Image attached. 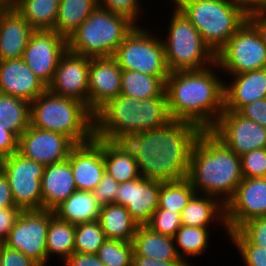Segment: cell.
Here are the masks:
<instances>
[{
	"label": "cell",
	"mask_w": 266,
	"mask_h": 266,
	"mask_svg": "<svg viewBox=\"0 0 266 266\" xmlns=\"http://www.w3.org/2000/svg\"><path fill=\"white\" fill-rule=\"evenodd\" d=\"M202 132L198 125L171 119L150 131L118 136L113 143L135 158L141 177L171 182L188 177L191 152Z\"/></svg>",
	"instance_id": "obj_1"
},
{
	"label": "cell",
	"mask_w": 266,
	"mask_h": 266,
	"mask_svg": "<svg viewBox=\"0 0 266 266\" xmlns=\"http://www.w3.org/2000/svg\"><path fill=\"white\" fill-rule=\"evenodd\" d=\"M214 63L202 70L170 72L165 82L168 114L172 120L211 130L224 111V83ZM219 76V77H218Z\"/></svg>",
	"instance_id": "obj_2"
},
{
	"label": "cell",
	"mask_w": 266,
	"mask_h": 266,
	"mask_svg": "<svg viewBox=\"0 0 266 266\" xmlns=\"http://www.w3.org/2000/svg\"><path fill=\"white\" fill-rule=\"evenodd\" d=\"M187 179L196 194L216 197L225 205L243 179L240 156L210 130L203 131L192 149Z\"/></svg>",
	"instance_id": "obj_3"
},
{
	"label": "cell",
	"mask_w": 266,
	"mask_h": 266,
	"mask_svg": "<svg viewBox=\"0 0 266 266\" xmlns=\"http://www.w3.org/2000/svg\"><path fill=\"white\" fill-rule=\"evenodd\" d=\"M170 120L166 91L143 100L119 94L94 114V137L113 142L118 136L150 131Z\"/></svg>",
	"instance_id": "obj_4"
},
{
	"label": "cell",
	"mask_w": 266,
	"mask_h": 266,
	"mask_svg": "<svg viewBox=\"0 0 266 266\" xmlns=\"http://www.w3.org/2000/svg\"><path fill=\"white\" fill-rule=\"evenodd\" d=\"M30 125L62 133L75 144L94 138V114L82 101L52 94L48 90L30 103Z\"/></svg>",
	"instance_id": "obj_5"
},
{
	"label": "cell",
	"mask_w": 266,
	"mask_h": 266,
	"mask_svg": "<svg viewBox=\"0 0 266 266\" xmlns=\"http://www.w3.org/2000/svg\"><path fill=\"white\" fill-rule=\"evenodd\" d=\"M173 1V2H172ZM216 54L248 20V12L229 0H171Z\"/></svg>",
	"instance_id": "obj_6"
},
{
	"label": "cell",
	"mask_w": 266,
	"mask_h": 266,
	"mask_svg": "<svg viewBox=\"0 0 266 266\" xmlns=\"http://www.w3.org/2000/svg\"><path fill=\"white\" fill-rule=\"evenodd\" d=\"M135 26L125 16L98 5L67 38L68 49L89 58L113 57Z\"/></svg>",
	"instance_id": "obj_7"
},
{
	"label": "cell",
	"mask_w": 266,
	"mask_h": 266,
	"mask_svg": "<svg viewBox=\"0 0 266 266\" xmlns=\"http://www.w3.org/2000/svg\"><path fill=\"white\" fill-rule=\"evenodd\" d=\"M173 8L167 39L162 38L169 72L202 70L216 63V54L199 31L175 5Z\"/></svg>",
	"instance_id": "obj_8"
},
{
	"label": "cell",
	"mask_w": 266,
	"mask_h": 266,
	"mask_svg": "<svg viewBox=\"0 0 266 266\" xmlns=\"http://www.w3.org/2000/svg\"><path fill=\"white\" fill-rule=\"evenodd\" d=\"M144 27L135 26L116 49L113 58L122 70L157 76L165 83L170 72L162 38L154 35L146 25Z\"/></svg>",
	"instance_id": "obj_9"
},
{
	"label": "cell",
	"mask_w": 266,
	"mask_h": 266,
	"mask_svg": "<svg viewBox=\"0 0 266 266\" xmlns=\"http://www.w3.org/2000/svg\"><path fill=\"white\" fill-rule=\"evenodd\" d=\"M216 63L227 76L266 68V44L248 20L216 53Z\"/></svg>",
	"instance_id": "obj_10"
},
{
	"label": "cell",
	"mask_w": 266,
	"mask_h": 266,
	"mask_svg": "<svg viewBox=\"0 0 266 266\" xmlns=\"http://www.w3.org/2000/svg\"><path fill=\"white\" fill-rule=\"evenodd\" d=\"M54 211L22 210L4 245L22 252L38 266H47V230Z\"/></svg>",
	"instance_id": "obj_11"
},
{
	"label": "cell",
	"mask_w": 266,
	"mask_h": 266,
	"mask_svg": "<svg viewBox=\"0 0 266 266\" xmlns=\"http://www.w3.org/2000/svg\"><path fill=\"white\" fill-rule=\"evenodd\" d=\"M45 165L24 157L18 151L2 160L14 203L21 210L42 209L41 178Z\"/></svg>",
	"instance_id": "obj_12"
},
{
	"label": "cell",
	"mask_w": 266,
	"mask_h": 266,
	"mask_svg": "<svg viewBox=\"0 0 266 266\" xmlns=\"http://www.w3.org/2000/svg\"><path fill=\"white\" fill-rule=\"evenodd\" d=\"M68 49L67 38L54 30H35L23 52L22 59L48 87L58 62Z\"/></svg>",
	"instance_id": "obj_13"
},
{
	"label": "cell",
	"mask_w": 266,
	"mask_h": 266,
	"mask_svg": "<svg viewBox=\"0 0 266 266\" xmlns=\"http://www.w3.org/2000/svg\"><path fill=\"white\" fill-rule=\"evenodd\" d=\"M210 131L238 156L266 148V127L238 112L224 110Z\"/></svg>",
	"instance_id": "obj_14"
},
{
	"label": "cell",
	"mask_w": 266,
	"mask_h": 266,
	"mask_svg": "<svg viewBox=\"0 0 266 266\" xmlns=\"http://www.w3.org/2000/svg\"><path fill=\"white\" fill-rule=\"evenodd\" d=\"M266 216V178H243L233 197L225 204L227 231Z\"/></svg>",
	"instance_id": "obj_15"
},
{
	"label": "cell",
	"mask_w": 266,
	"mask_h": 266,
	"mask_svg": "<svg viewBox=\"0 0 266 266\" xmlns=\"http://www.w3.org/2000/svg\"><path fill=\"white\" fill-rule=\"evenodd\" d=\"M90 58L67 49L61 56L47 90L54 95L82 101L88 108Z\"/></svg>",
	"instance_id": "obj_16"
},
{
	"label": "cell",
	"mask_w": 266,
	"mask_h": 266,
	"mask_svg": "<svg viewBox=\"0 0 266 266\" xmlns=\"http://www.w3.org/2000/svg\"><path fill=\"white\" fill-rule=\"evenodd\" d=\"M75 145L62 133L46 131L30 125L19 137L18 152L46 166L67 160Z\"/></svg>",
	"instance_id": "obj_17"
},
{
	"label": "cell",
	"mask_w": 266,
	"mask_h": 266,
	"mask_svg": "<svg viewBox=\"0 0 266 266\" xmlns=\"http://www.w3.org/2000/svg\"><path fill=\"white\" fill-rule=\"evenodd\" d=\"M115 194L116 204L124 206L139 226H145L158 209L160 181L139 177L119 184Z\"/></svg>",
	"instance_id": "obj_18"
},
{
	"label": "cell",
	"mask_w": 266,
	"mask_h": 266,
	"mask_svg": "<svg viewBox=\"0 0 266 266\" xmlns=\"http://www.w3.org/2000/svg\"><path fill=\"white\" fill-rule=\"evenodd\" d=\"M76 188L79 191H92L100 183L105 173L104 139L76 144L68 156Z\"/></svg>",
	"instance_id": "obj_19"
},
{
	"label": "cell",
	"mask_w": 266,
	"mask_h": 266,
	"mask_svg": "<svg viewBox=\"0 0 266 266\" xmlns=\"http://www.w3.org/2000/svg\"><path fill=\"white\" fill-rule=\"evenodd\" d=\"M122 69L113 57L90 58L88 109L95 114L121 94Z\"/></svg>",
	"instance_id": "obj_20"
},
{
	"label": "cell",
	"mask_w": 266,
	"mask_h": 266,
	"mask_svg": "<svg viewBox=\"0 0 266 266\" xmlns=\"http://www.w3.org/2000/svg\"><path fill=\"white\" fill-rule=\"evenodd\" d=\"M47 86L34 74L22 58L0 61V93L30 103L44 93Z\"/></svg>",
	"instance_id": "obj_21"
},
{
	"label": "cell",
	"mask_w": 266,
	"mask_h": 266,
	"mask_svg": "<svg viewBox=\"0 0 266 266\" xmlns=\"http://www.w3.org/2000/svg\"><path fill=\"white\" fill-rule=\"evenodd\" d=\"M229 78L230 83H224V110L238 112L243 106L266 98V68Z\"/></svg>",
	"instance_id": "obj_22"
},
{
	"label": "cell",
	"mask_w": 266,
	"mask_h": 266,
	"mask_svg": "<svg viewBox=\"0 0 266 266\" xmlns=\"http://www.w3.org/2000/svg\"><path fill=\"white\" fill-rule=\"evenodd\" d=\"M34 31L12 5L0 10V61L22 58Z\"/></svg>",
	"instance_id": "obj_23"
},
{
	"label": "cell",
	"mask_w": 266,
	"mask_h": 266,
	"mask_svg": "<svg viewBox=\"0 0 266 266\" xmlns=\"http://www.w3.org/2000/svg\"><path fill=\"white\" fill-rule=\"evenodd\" d=\"M41 188L42 209L49 211H54L77 190L68 159L45 166Z\"/></svg>",
	"instance_id": "obj_24"
},
{
	"label": "cell",
	"mask_w": 266,
	"mask_h": 266,
	"mask_svg": "<svg viewBox=\"0 0 266 266\" xmlns=\"http://www.w3.org/2000/svg\"><path fill=\"white\" fill-rule=\"evenodd\" d=\"M181 223L189 227H211L212 222H220L225 234L229 235L225 221V205L216 197L195 194L180 212ZM216 219V221H215ZM210 225V226H209Z\"/></svg>",
	"instance_id": "obj_25"
},
{
	"label": "cell",
	"mask_w": 266,
	"mask_h": 266,
	"mask_svg": "<svg viewBox=\"0 0 266 266\" xmlns=\"http://www.w3.org/2000/svg\"><path fill=\"white\" fill-rule=\"evenodd\" d=\"M132 244L133 256L150 257L156 260L182 261L177 253L174 238L153 232L146 225L138 226Z\"/></svg>",
	"instance_id": "obj_26"
},
{
	"label": "cell",
	"mask_w": 266,
	"mask_h": 266,
	"mask_svg": "<svg viewBox=\"0 0 266 266\" xmlns=\"http://www.w3.org/2000/svg\"><path fill=\"white\" fill-rule=\"evenodd\" d=\"M98 221L106 239L124 242H132L139 226L124 206L115 203L101 206Z\"/></svg>",
	"instance_id": "obj_27"
},
{
	"label": "cell",
	"mask_w": 266,
	"mask_h": 266,
	"mask_svg": "<svg viewBox=\"0 0 266 266\" xmlns=\"http://www.w3.org/2000/svg\"><path fill=\"white\" fill-rule=\"evenodd\" d=\"M100 208L101 205L91 191L76 190L54 210V214L60 220L76 225L98 220Z\"/></svg>",
	"instance_id": "obj_28"
},
{
	"label": "cell",
	"mask_w": 266,
	"mask_h": 266,
	"mask_svg": "<svg viewBox=\"0 0 266 266\" xmlns=\"http://www.w3.org/2000/svg\"><path fill=\"white\" fill-rule=\"evenodd\" d=\"M11 5L35 30H54L60 0H11Z\"/></svg>",
	"instance_id": "obj_29"
},
{
	"label": "cell",
	"mask_w": 266,
	"mask_h": 266,
	"mask_svg": "<svg viewBox=\"0 0 266 266\" xmlns=\"http://www.w3.org/2000/svg\"><path fill=\"white\" fill-rule=\"evenodd\" d=\"M98 5V0H60L54 31L68 38Z\"/></svg>",
	"instance_id": "obj_30"
},
{
	"label": "cell",
	"mask_w": 266,
	"mask_h": 266,
	"mask_svg": "<svg viewBox=\"0 0 266 266\" xmlns=\"http://www.w3.org/2000/svg\"><path fill=\"white\" fill-rule=\"evenodd\" d=\"M74 237L75 225L60 220L54 215L50 219L47 230V263L50 256L53 258L55 255L60 258L63 264L74 252Z\"/></svg>",
	"instance_id": "obj_31"
},
{
	"label": "cell",
	"mask_w": 266,
	"mask_h": 266,
	"mask_svg": "<svg viewBox=\"0 0 266 266\" xmlns=\"http://www.w3.org/2000/svg\"><path fill=\"white\" fill-rule=\"evenodd\" d=\"M208 227H189L182 225L173 236L176 250L181 260L187 266H193L187 260L198 257L207 251L211 236ZM187 257V258H186ZM189 262V263H188Z\"/></svg>",
	"instance_id": "obj_32"
},
{
	"label": "cell",
	"mask_w": 266,
	"mask_h": 266,
	"mask_svg": "<svg viewBox=\"0 0 266 266\" xmlns=\"http://www.w3.org/2000/svg\"><path fill=\"white\" fill-rule=\"evenodd\" d=\"M5 125L19 138L30 126V102L0 93V126Z\"/></svg>",
	"instance_id": "obj_33"
},
{
	"label": "cell",
	"mask_w": 266,
	"mask_h": 266,
	"mask_svg": "<svg viewBox=\"0 0 266 266\" xmlns=\"http://www.w3.org/2000/svg\"><path fill=\"white\" fill-rule=\"evenodd\" d=\"M105 172L119 184L141 177L134 157L125 154L112 141L104 140Z\"/></svg>",
	"instance_id": "obj_34"
},
{
	"label": "cell",
	"mask_w": 266,
	"mask_h": 266,
	"mask_svg": "<svg viewBox=\"0 0 266 266\" xmlns=\"http://www.w3.org/2000/svg\"><path fill=\"white\" fill-rule=\"evenodd\" d=\"M165 91V83L157 76L122 70L121 94L143 100L160 96Z\"/></svg>",
	"instance_id": "obj_35"
},
{
	"label": "cell",
	"mask_w": 266,
	"mask_h": 266,
	"mask_svg": "<svg viewBox=\"0 0 266 266\" xmlns=\"http://www.w3.org/2000/svg\"><path fill=\"white\" fill-rule=\"evenodd\" d=\"M195 194L196 191L187 178L178 181L160 182L158 209L180 213Z\"/></svg>",
	"instance_id": "obj_36"
},
{
	"label": "cell",
	"mask_w": 266,
	"mask_h": 266,
	"mask_svg": "<svg viewBox=\"0 0 266 266\" xmlns=\"http://www.w3.org/2000/svg\"><path fill=\"white\" fill-rule=\"evenodd\" d=\"M105 240L98 220L75 225L74 252L96 254Z\"/></svg>",
	"instance_id": "obj_37"
},
{
	"label": "cell",
	"mask_w": 266,
	"mask_h": 266,
	"mask_svg": "<svg viewBox=\"0 0 266 266\" xmlns=\"http://www.w3.org/2000/svg\"><path fill=\"white\" fill-rule=\"evenodd\" d=\"M132 242L106 239L96 255L105 266H132Z\"/></svg>",
	"instance_id": "obj_38"
},
{
	"label": "cell",
	"mask_w": 266,
	"mask_h": 266,
	"mask_svg": "<svg viewBox=\"0 0 266 266\" xmlns=\"http://www.w3.org/2000/svg\"><path fill=\"white\" fill-rule=\"evenodd\" d=\"M229 241L235 244L244 266H266V248L252 244L238 229L229 232Z\"/></svg>",
	"instance_id": "obj_39"
},
{
	"label": "cell",
	"mask_w": 266,
	"mask_h": 266,
	"mask_svg": "<svg viewBox=\"0 0 266 266\" xmlns=\"http://www.w3.org/2000/svg\"><path fill=\"white\" fill-rule=\"evenodd\" d=\"M146 226L153 232L173 237L182 226L180 213L157 209Z\"/></svg>",
	"instance_id": "obj_40"
},
{
	"label": "cell",
	"mask_w": 266,
	"mask_h": 266,
	"mask_svg": "<svg viewBox=\"0 0 266 266\" xmlns=\"http://www.w3.org/2000/svg\"><path fill=\"white\" fill-rule=\"evenodd\" d=\"M243 178H266V148L240 156Z\"/></svg>",
	"instance_id": "obj_41"
},
{
	"label": "cell",
	"mask_w": 266,
	"mask_h": 266,
	"mask_svg": "<svg viewBox=\"0 0 266 266\" xmlns=\"http://www.w3.org/2000/svg\"><path fill=\"white\" fill-rule=\"evenodd\" d=\"M98 4L112 13L125 16L136 26L141 21L140 15L144 10L140 0H98Z\"/></svg>",
	"instance_id": "obj_42"
},
{
	"label": "cell",
	"mask_w": 266,
	"mask_h": 266,
	"mask_svg": "<svg viewBox=\"0 0 266 266\" xmlns=\"http://www.w3.org/2000/svg\"><path fill=\"white\" fill-rule=\"evenodd\" d=\"M238 230L252 244L266 248V216L247 221Z\"/></svg>",
	"instance_id": "obj_43"
},
{
	"label": "cell",
	"mask_w": 266,
	"mask_h": 266,
	"mask_svg": "<svg viewBox=\"0 0 266 266\" xmlns=\"http://www.w3.org/2000/svg\"><path fill=\"white\" fill-rule=\"evenodd\" d=\"M119 183L108 173H104L100 183L96 186L93 193L97 202L103 206L108 204H116V192L118 190Z\"/></svg>",
	"instance_id": "obj_44"
},
{
	"label": "cell",
	"mask_w": 266,
	"mask_h": 266,
	"mask_svg": "<svg viewBox=\"0 0 266 266\" xmlns=\"http://www.w3.org/2000/svg\"><path fill=\"white\" fill-rule=\"evenodd\" d=\"M238 113L259 125L266 127V98L258 99L243 106Z\"/></svg>",
	"instance_id": "obj_45"
},
{
	"label": "cell",
	"mask_w": 266,
	"mask_h": 266,
	"mask_svg": "<svg viewBox=\"0 0 266 266\" xmlns=\"http://www.w3.org/2000/svg\"><path fill=\"white\" fill-rule=\"evenodd\" d=\"M1 266H38L18 250L11 249L2 242Z\"/></svg>",
	"instance_id": "obj_46"
},
{
	"label": "cell",
	"mask_w": 266,
	"mask_h": 266,
	"mask_svg": "<svg viewBox=\"0 0 266 266\" xmlns=\"http://www.w3.org/2000/svg\"><path fill=\"white\" fill-rule=\"evenodd\" d=\"M21 211L18 207L0 209V241L3 242L8 237Z\"/></svg>",
	"instance_id": "obj_47"
},
{
	"label": "cell",
	"mask_w": 266,
	"mask_h": 266,
	"mask_svg": "<svg viewBox=\"0 0 266 266\" xmlns=\"http://www.w3.org/2000/svg\"><path fill=\"white\" fill-rule=\"evenodd\" d=\"M19 138L7 130V126H0V156L3 158L18 151Z\"/></svg>",
	"instance_id": "obj_48"
},
{
	"label": "cell",
	"mask_w": 266,
	"mask_h": 266,
	"mask_svg": "<svg viewBox=\"0 0 266 266\" xmlns=\"http://www.w3.org/2000/svg\"><path fill=\"white\" fill-rule=\"evenodd\" d=\"M64 266H105L96 254L73 252Z\"/></svg>",
	"instance_id": "obj_49"
},
{
	"label": "cell",
	"mask_w": 266,
	"mask_h": 266,
	"mask_svg": "<svg viewBox=\"0 0 266 266\" xmlns=\"http://www.w3.org/2000/svg\"><path fill=\"white\" fill-rule=\"evenodd\" d=\"M17 208L7 176L0 171V209Z\"/></svg>",
	"instance_id": "obj_50"
},
{
	"label": "cell",
	"mask_w": 266,
	"mask_h": 266,
	"mask_svg": "<svg viewBox=\"0 0 266 266\" xmlns=\"http://www.w3.org/2000/svg\"><path fill=\"white\" fill-rule=\"evenodd\" d=\"M248 21L259 32L266 44V9H256L248 12Z\"/></svg>",
	"instance_id": "obj_51"
},
{
	"label": "cell",
	"mask_w": 266,
	"mask_h": 266,
	"mask_svg": "<svg viewBox=\"0 0 266 266\" xmlns=\"http://www.w3.org/2000/svg\"><path fill=\"white\" fill-rule=\"evenodd\" d=\"M132 266H187L183 261L156 260L150 257L133 256Z\"/></svg>",
	"instance_id": "obj_52"
},
{
	"label": "cell",
	"mask_w": 266,
	"mask_h": 266,
	"mask_svg": "<svg viewBox=\"0 0 266 266\" xmlns=\"http://www.w3.org/2000/svg\"><path fill=\"white\" fill-rule=\"evenodd\" d=\"M242 6L247 12L259 9V0H229Z\"/></svg>",
	"instance_id": "obj_53"
},
{
	"label": "cell",
	"mask_w": 266,
	"mask_h": 266,
	"mask_svg": "<svg viewBox=\"0 0 266 266\" xmlns=\"http://www.w3.org/2000/svg\"><path fill=\"white\" fill-rule=\"evenodd\" d=\"M11 5V0H0V10Z\"/></svg>",
	"instance_id": "obj_54"
},
{
	"label": "cell",
	"mask_w": 266,
	"mask_h": 266,
	"mask_svg": "<svg viewBox=\"0 0 266 266\" xmlns=\"http://www.w3.org/2000/svg\"><path fill=\"white\" fill-rule=\"evenodd\" d=\"M259 9H266V0H259Z\"/></svg>",
	"instance_id": "obj_55"
},
{
	"label": "cell",
	"mask_w": 266,
	"mask_h": 266,
	"mask_svg": "<svg viewBox=\"0 0 266 266\" xmlns=\"http://www.w3.org/2000/svg\"><path fill=\"white\" fill-rule=\"evenodd\" d=\"M1 255H2V241H0V266H1Z\"/></svg>",
	"instance_id": "obj_56"
},
{
	"label": "cell",
	"mask_w": 266,
	"mask_h": 266,
	"mask_svg": "<svg viewBox=\"0 0 266 266\" xmlns=\"http://www.w3.org/2000/svg\"><path fill=\"white\" fill-rule=\"evenodd\" d=\"M2 160H3V157L0 156V171H1V168H2Z\"/></svg>",
	"instance_id": "obj_57"
}]
</instances>
